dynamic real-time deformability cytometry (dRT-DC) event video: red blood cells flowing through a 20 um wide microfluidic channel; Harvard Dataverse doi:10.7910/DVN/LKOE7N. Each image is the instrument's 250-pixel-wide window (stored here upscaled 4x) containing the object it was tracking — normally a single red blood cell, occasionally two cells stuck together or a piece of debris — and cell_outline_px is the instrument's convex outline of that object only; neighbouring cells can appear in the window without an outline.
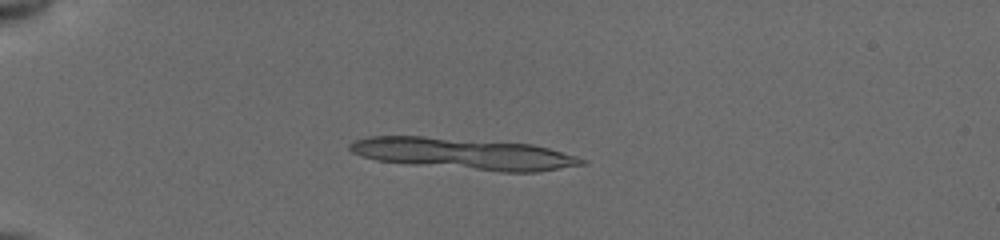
{"species": "common noctule bat (a hibernating species)", "species_latin": "Nyctalus noctula", "temperature_condition": "cold", "stored_images_in_passage": 16, "segment_of_instrument_passage": [2, 2], "camera_frame_rate_fps": 3000, "um_per_image_px": 0.085, "animal": {"sex": "female", "body_mass_g": 19.5, "forearm_length_mm": 54.1}, "frame": {"image": 1, "passage_image": 16, "time_ms": 5.0, "image_size_px": [1000, 240], "cell_outline_px": [[564, 164], [552, 168], [488, 168], [480, 148], [488, 144], [520, 144], [544, 148], [556, 152], [564, 156]], "centroid_in_image_um": [44.22, 13.32], "position_along_channel_um": 40.8, "area_um2": 12.25}}